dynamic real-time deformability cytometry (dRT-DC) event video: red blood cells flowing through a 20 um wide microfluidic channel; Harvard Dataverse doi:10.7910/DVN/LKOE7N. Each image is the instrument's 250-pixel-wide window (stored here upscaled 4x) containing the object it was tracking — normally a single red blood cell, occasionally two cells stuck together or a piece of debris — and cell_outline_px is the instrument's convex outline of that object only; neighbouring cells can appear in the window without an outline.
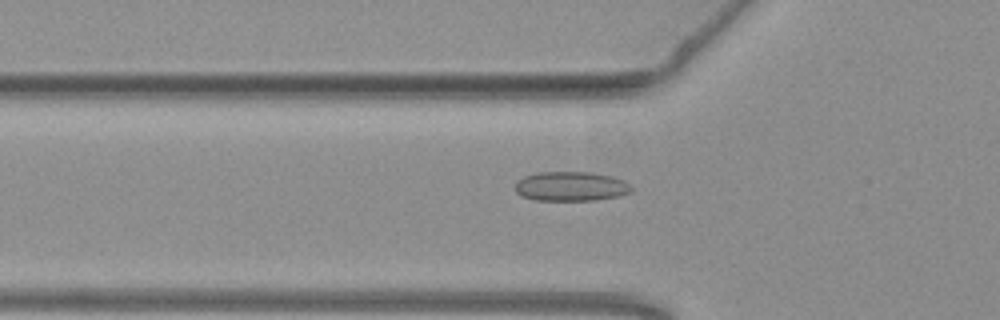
{"species": "common noctule bat (a hibernating species)", "species_latin": "Nyctalus noctula", "temperature_condition": "warm", "stored_images_in_passage": 54, "camera_frame_rate_fps": 3000, "um_per_image_px": 0.085, "animal": {"sex": "female", "body_mass_g": 19.3, "forearm_length_mm": 54.1}, "frame": {"image": 1, "passage_image": 18, "time_ms": 5.667, "image_size_px": [1000, 320], "cell_outline_px": [[632, 192], [620, 196], [596, 200], [536, 200], [520, 196], [516, 192], [516, 180], [524, 176], [536, 172], [588, 172], [612, 176], [624, 180], [632, 188]], "centroid_in_image_um": [48.52, 15.84], "position_along_channel_um": 77.3, "area_um2": 20.11}}
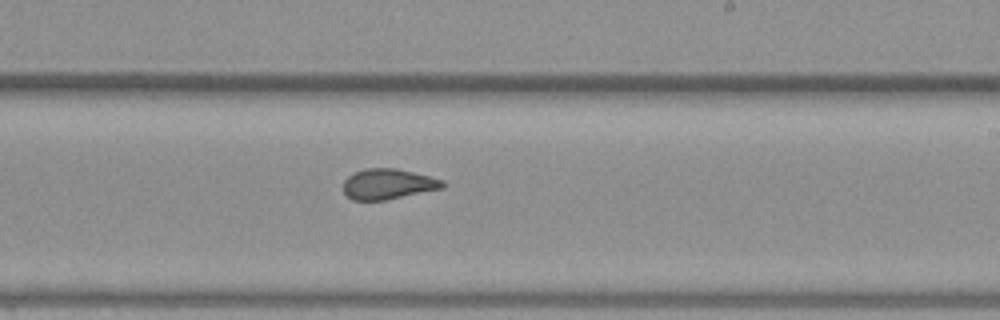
{"frame": {"image": 2, "passage_image": 32, "time_ms": 10.333, "image_size_px": [1000, 320], "cell_outline_px": [[448, 184], [444, 188], [388, 200], [352, 200], [344, 192], [344, 180], [348, 176], [356, 172], [368, 168], [396, 168], [444, 180]], "centroid_in_image_um": [33.03, 15.65], "position_along_channel_um": 256.0, "area_um2": 17.69}}
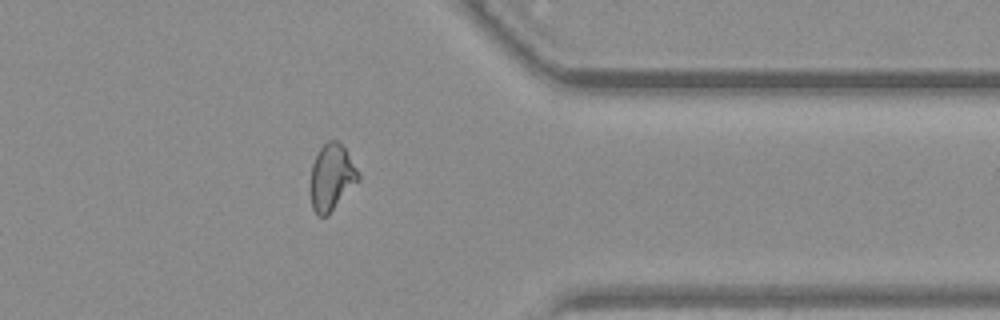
{"frame": {"image": 3, "passage_image": 43, "time_ms": 14.0, "image_size_px": [1000, 320], "cell_outline_px": [[360, 180], [328, 216], [316, 216], [312, 208], [308, 188], [308, 184], [312, 164], [320, 148], [328, 140], [336, 140], [344, 148], [356, 168], [360, 176]], "centroid_in_image_um": [28.14, 15.13], "position_along_channel_um": 383.3, "area_um2": 18.9}, "authors_computed_cell_mechanics": {"area_um2": 18.9584, "velocity_mm_per_s": 3.8117, "shape_relaxation_time_tau1_ms": null, "shape_relaxation_time_tau2_ms": 1.261, "deformation_change_tau1": null, "deformation_change_tau2": 0.07}}